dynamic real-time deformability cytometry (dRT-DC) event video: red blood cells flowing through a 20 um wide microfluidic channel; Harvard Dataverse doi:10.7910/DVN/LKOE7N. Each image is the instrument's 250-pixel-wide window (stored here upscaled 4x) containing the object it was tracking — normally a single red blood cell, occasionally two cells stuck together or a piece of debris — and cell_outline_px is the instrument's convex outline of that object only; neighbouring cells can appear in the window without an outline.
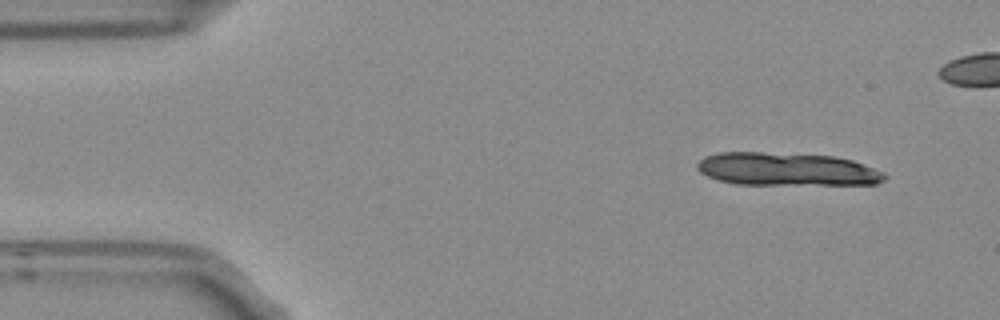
{"species": "Egyptian fruit bat (a non-hibernating species)", "species_latin": "Rousettus aegyptiacus", "temperature_condition": "room temperature", "stored_images_in_passage": 5, "camera_frame_rate_fps": 3000, "um_per_image_px": 0.085, "frame": {"image": 1, "passage_image": 1, "time_ms": 0.0, "image_size_px": [1000, 320], "cell_outline_px": [[888, 176], [884, 180], [876, 184], [736, 184], [720, 180], [708, 176], [700, 172], [696, 168], [696, 164], [704, 156], [716, 152], [760, 152], [836, 156], [852, 160], [884, 172]], "centroid_in_image_um": [66.86, 14.37], "position_along_channel_um": 18.1, "area_um2": 36.07}}